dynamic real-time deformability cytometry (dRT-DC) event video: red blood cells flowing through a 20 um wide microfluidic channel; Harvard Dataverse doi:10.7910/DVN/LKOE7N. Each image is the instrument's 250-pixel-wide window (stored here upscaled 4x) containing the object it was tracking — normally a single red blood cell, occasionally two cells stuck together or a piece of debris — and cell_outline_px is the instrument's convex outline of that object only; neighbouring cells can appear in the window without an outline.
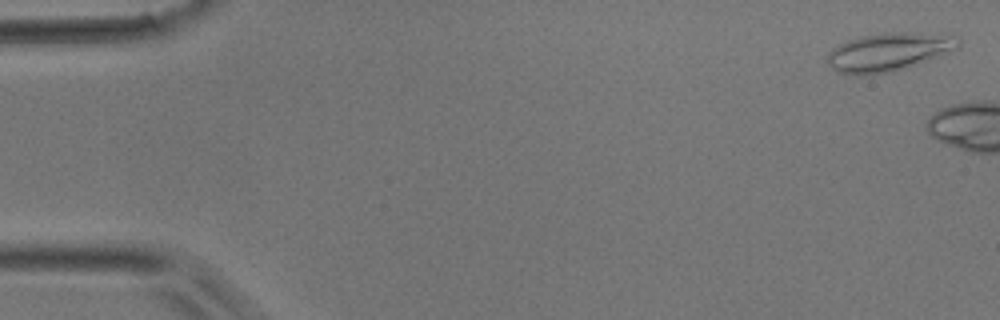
{"species": "common noctule bat (a hibernating species)", "species_latin": "Nyctalus noctula", "temperature_condition": "room temperature", "stored_images_in_passage": 5, "camera_frame_rate_fps": 3000, "um_per_image_px": 0.085, "animal": {"sex": "male", "body_mass_g": 17.9}, "frame": {"image": 1, "passage_image": 1, "time_ms": 0.0, "image_size_px": [1000, 320], "cell_outline_px": [[960, 44], [956, 48], [940, 56], [892, 72], [864, 76], [860, 76], [840, 72], [832, 68], [828, 64], [828, 52], [832, 48], [848, 40], [860, 36], [880, 32], [912, 32], [952, 36], [960, 40]], "centroid_in_image_um": [75.49, 4.42], "position_along_channel_um": 9.5, "area_um2": 29.19}}